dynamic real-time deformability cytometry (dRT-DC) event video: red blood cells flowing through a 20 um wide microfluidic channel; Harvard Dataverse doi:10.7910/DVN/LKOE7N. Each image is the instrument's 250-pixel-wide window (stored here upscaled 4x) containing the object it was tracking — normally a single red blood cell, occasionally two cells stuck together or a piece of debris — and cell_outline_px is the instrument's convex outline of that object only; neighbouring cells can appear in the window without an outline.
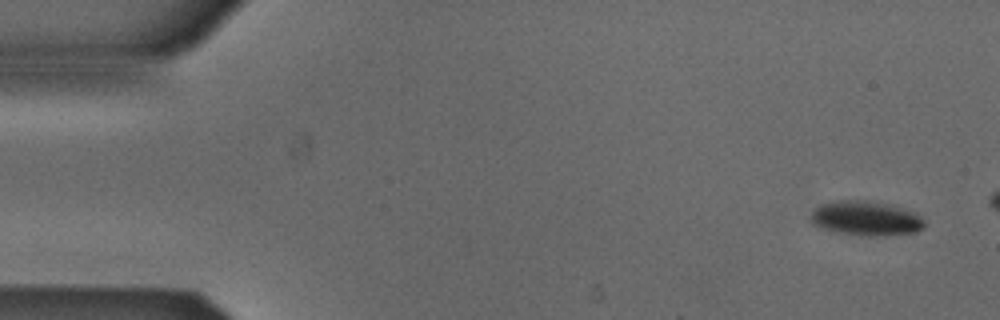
{"species": "Egyptian fruit bat (a non-hibernating species)", "species_latin": "Rousettus aegyptiacus", "temperature_condition": "cold", "stored_images_in_passage": 4, "camera_frame_rate_fps": 3000, "um_per_image_px": 0.085, "animal": {"sex": "male"}, "frame": {"image": 1, "passage_image": 1, "time_ms": 0.0, "image_size_px": [1000, 320], "cell_outline_px": [[928, 224], [924, 228], [916, 232], [884, 236], [860, 236], [840, 232], [824, 228], [812, 224], [812, 212], [820, 204], [836, 200], [868, 200], [896, 204], [916, 212]], "centroid_in_image_um": [73.7, 18.54], "position_along_channel_um": 11.3, "area_um2": 23.41}}